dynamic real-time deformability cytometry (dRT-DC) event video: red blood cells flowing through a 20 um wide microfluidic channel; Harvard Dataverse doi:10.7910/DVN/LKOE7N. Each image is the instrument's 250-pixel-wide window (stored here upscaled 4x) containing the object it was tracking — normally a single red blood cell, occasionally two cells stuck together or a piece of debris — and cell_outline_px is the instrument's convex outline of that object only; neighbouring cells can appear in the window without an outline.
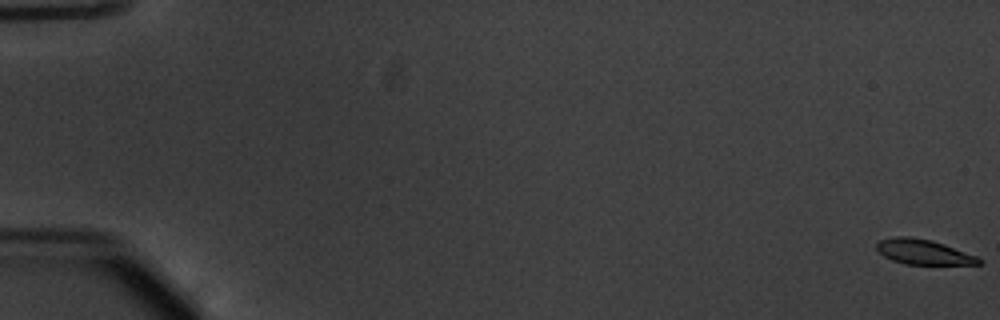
{"species": "common noctule bat (a hibernating species)", "species_latin": "Nyctalus noctula", "temperature_condition": "warm", "stored_images_in_passage": 55, "camera_frame_rate_fps": 3000, "um_per_image_px": 0.085, "animal": {"sex": "male", "body_mass_g": 20.1, "forearm_length_mm": 53.5}, "frame": {"image": 1, "passage_image": 1, "time_ms": 0.0, "image_size_px": [1000, 320], "cell_outline_px": [[984, 264], [904, 264], [892, 260], [884, 256], [876, 248], [876, 244], [880, 240], [896, 236], [908, 236], [932, 240], [944, 244], [976, 256], [984, 260]], "centroid_in_image_um": [78.5, 21.41], "position_along_channel_um": 6.5, "area_um2": 14.85}}
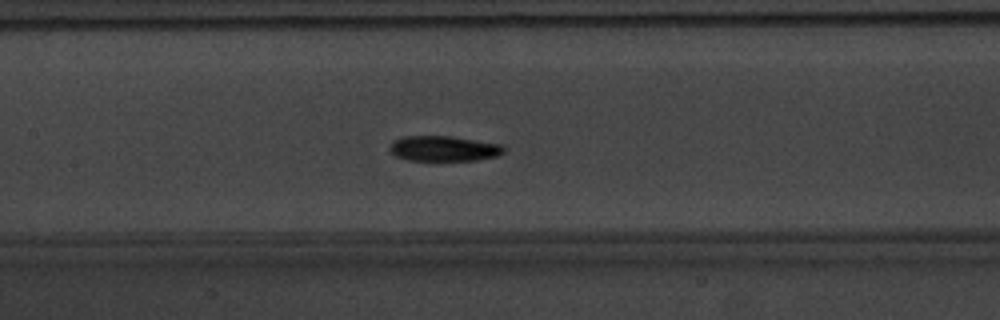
{"frame": {"image": 2, "passage_image": 28, "time_ms": 9.0, "image_size_px": [1000, 320], "cell_outline_px": [[504, 152], [496, 156], [476, 160], [408, 160], [396, 156], [388, 148], [392, 140], [404, 136], [452, 136], [504, 144]], "centroid_in_image_um": [37.72, 12.61], "position_along_channel_um": 169.7, "area_um2": 16.94}}
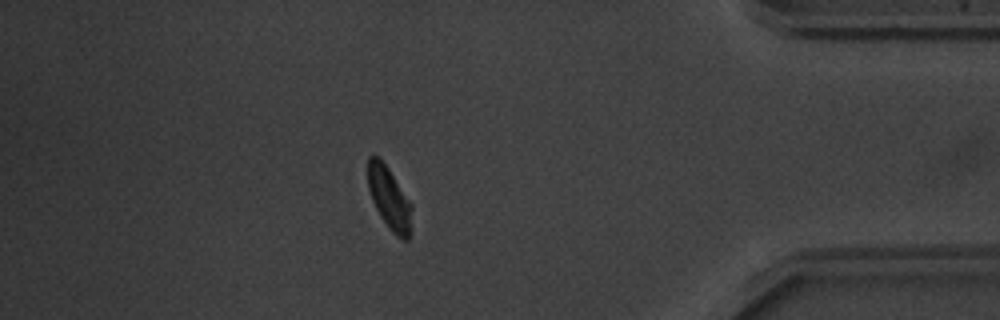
{"frame": {"image": 3, "passage_image": 49, "time_ms": 16.0, "image_size_px": [1000, 320], "cell_outline_px": [[412, 208], [408, 240], [404, 240], [396, 236], [392, 232], [380, 216], [372, 200], [368, 188], [368, 156], [376, 156], [388, 168], [412, 204]], "centroid_in_image_um": [33.08, 16.86], "position_along_channel_um": 402.1, "area_um2": 15.66}, "authors_computed_cell_mechanics": {"area_um2": 16.6464, "velocity_mm_per_s": 3.7944, "shape_relaxation_time_tau1_ms": 2.7246, "shape_relaxation_time_tau2_ms": 5.2032, "deformation_change_tau1": 0.122, "deformation_change_tau2": 0.1096}}